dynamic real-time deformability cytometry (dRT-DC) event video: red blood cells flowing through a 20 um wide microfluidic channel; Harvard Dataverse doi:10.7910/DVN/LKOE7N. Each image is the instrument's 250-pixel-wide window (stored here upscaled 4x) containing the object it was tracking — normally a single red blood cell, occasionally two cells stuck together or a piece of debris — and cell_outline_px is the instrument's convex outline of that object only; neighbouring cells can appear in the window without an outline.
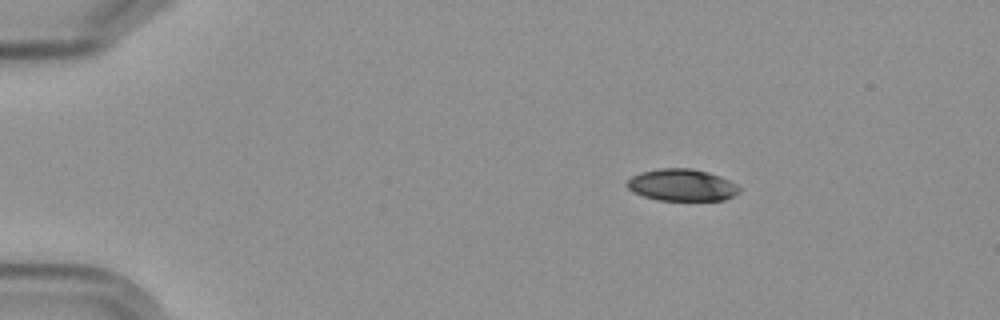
{"species": "Egyptian fruit bat (a non-hibernating species)", "species_latin": "Rousettus aegyptiacus", "temperature_condition": "cold", "stored_images_in_passage": 4, "camera_frame_rate_fps": 3000, "um_per_image_px": 0.085, "frame": {"image": 1, "passage_image": 2, "time_ms": 1.0, "image_size_px": [1000, 320], "cell_outline_px": [[740, 192], [724, 200], [656, 200], [632, 192], [624, 184], [632, 176], [640, 172], [660, 168], [692, 168], [708, 172], [720, 176], [736, 184], [740, 188]], "centroid_in_image_um": [57.93, 15.72], "position_along_channel_um": 27.1, "area_um2": 20.98}}